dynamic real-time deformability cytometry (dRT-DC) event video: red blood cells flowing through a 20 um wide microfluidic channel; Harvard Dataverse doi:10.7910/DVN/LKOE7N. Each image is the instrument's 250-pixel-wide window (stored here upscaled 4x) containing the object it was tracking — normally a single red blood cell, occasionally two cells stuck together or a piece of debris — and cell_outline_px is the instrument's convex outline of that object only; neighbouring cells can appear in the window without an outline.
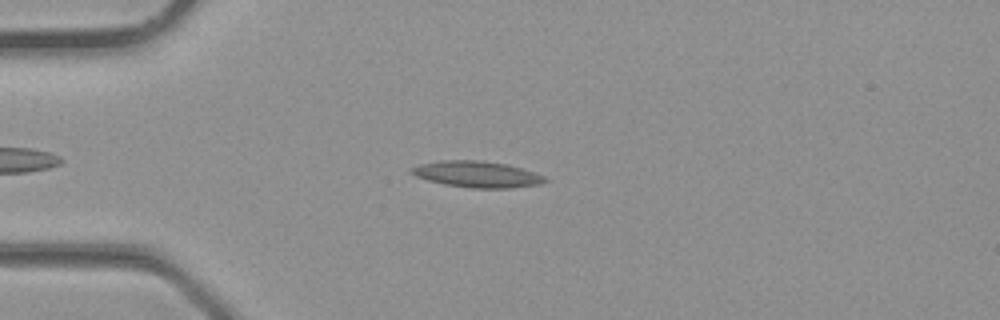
{"species": "common noctule bat (a hibernating species)", "species_latin": "Nyctalus noctula", "temperature_condition": "room temperature", "stored_images_in_passage": 31, "camera_frame_rate_fps": 3000, "um_per_image_px": 0.085, "animal": {"sex": "male", "body_mass_g": 23.1, "forearm_length_mm": 52.7}, "frame": {"image": 1, "passage_image": 6, "time_ms": 1.667, "image_size_px": [1000, 320], "cell_outline_px": [[548, 180], [540, 184], [512, 188], [472, 188], [444, 184], [428, 180], [416, 176], [408, 172], [408, 168], [420, 164], [444, 160], [476, 160], [508, 164], [544, 176]], "centroid_in_image_um": [40.51, 14.81], "position_along_channel_um": 44.5, "area_um2": 20.35}}
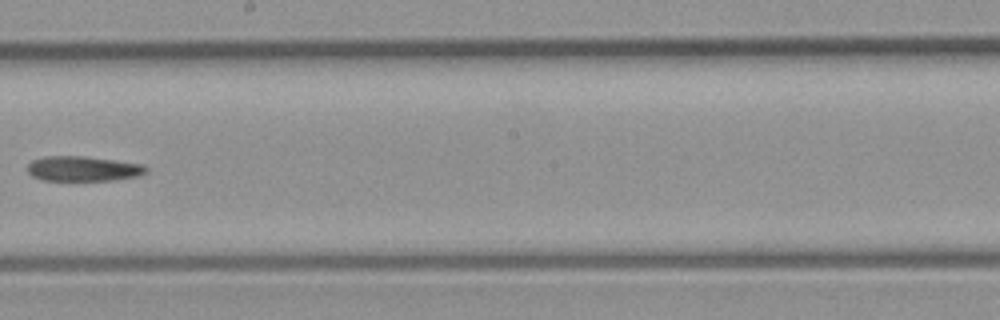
{"frame": {"image": 2, "passage_image": 17, "time_ms": 5.333, "image_size_px": [1000, 320], "cell_outline_px": [[148, 172], [140, 176], [112, 180], [44, 180], [32, 176], [28, 172], [28, 164], [32, 160], [44, 156], [84, 156], [116, 160], [144, 164], [148, 168]], "centroid_in_image_um": [7.11, 14.33], "position_along_channel_um": 241.1, "area_um2": 17.4}}
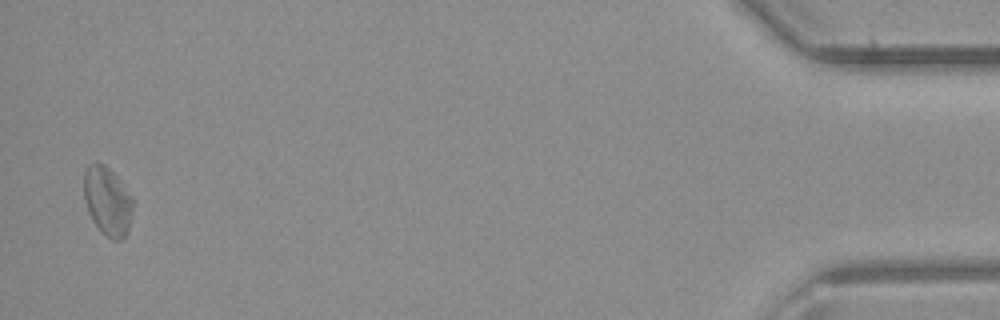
{"frame": {"image": 3, "passage_image": 31, "time_ms": 10.0, "image_size_px": [1000, 320], "cell_outline_px": [[136, 204], [128, 228], [124, 236], [120, 240], [112, 240], [92, 220], [88, 212], [84, 196], [84, 172], [88, 164], [104, 164], [116, 176], [136, 200]], "centroid_in_image_um": [9.18, 17.08], "position_along_channel_um": 426.0, "area_um2": 19.59}}